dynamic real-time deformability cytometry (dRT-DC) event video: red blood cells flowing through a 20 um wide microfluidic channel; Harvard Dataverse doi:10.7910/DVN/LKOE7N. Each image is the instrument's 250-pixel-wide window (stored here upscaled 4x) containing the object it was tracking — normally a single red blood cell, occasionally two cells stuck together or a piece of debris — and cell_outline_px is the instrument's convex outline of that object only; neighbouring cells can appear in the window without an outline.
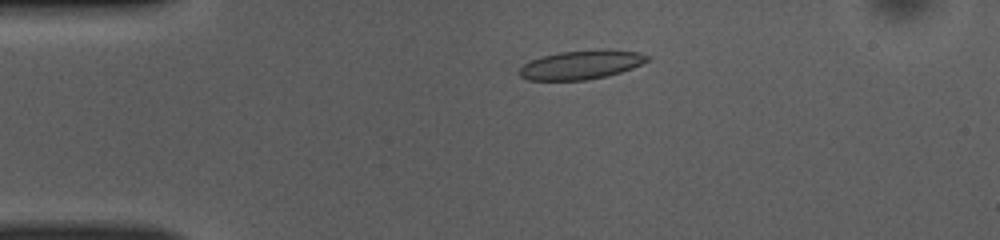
{"species": "common noctule bat (a hibernating species)", "species_latin": "Nyctalus noctula", "temperature_condition": "room temperature", "stored_images_in_passage": 49, "camera_frame_rate_fps": 3000, "um_per_image_px": 0.085, "animal": {"sex": "female", "body_mass_g": 10.0, "forearm_length_mm": 53.1}, "frame": {"image": 1, "passage_image": 9, "time_ms": 2.667, "image_size_px": [1000, 240], "cell_outline_px": [[652, 56], [648, 60], [632, 68], [620, 72], [604, 76], [584, 80], [528, 80], [520, 76], [520, 68], [524, 64], [532, 60], [544, 56], [560, 52], [596, 48], [608, 48], [636, 52]], "centroid_in_image_um": [49.44, 5.48], "position_along_channel_um": 35.6, "area_um2": 21.56}}
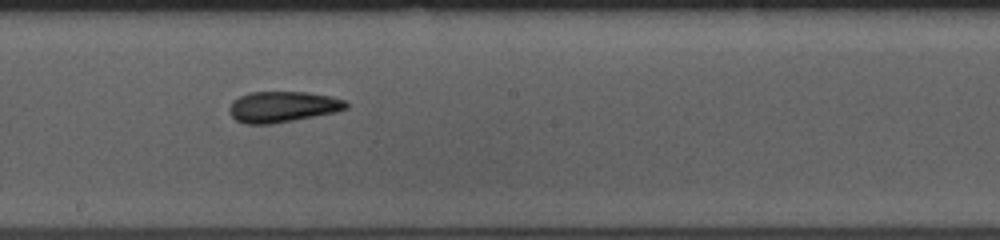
{"frame": {"image": 2, "passage_image": 26, "time_ms": 8.333, "image_size_px": [1000, 240], "cell_outline_px": [[348, 108], [336, 112], [272, 124], [244, 124], [236, 120], [228, 112], [228, 108], [232, 100], [248, 92], [308, 92], [332, 96], [344, 100], [348, 104]], "centroid_in_image_um": [24.0, 9.07], "position_along_channel_um": 224.2, "area_um2": 21.21}}
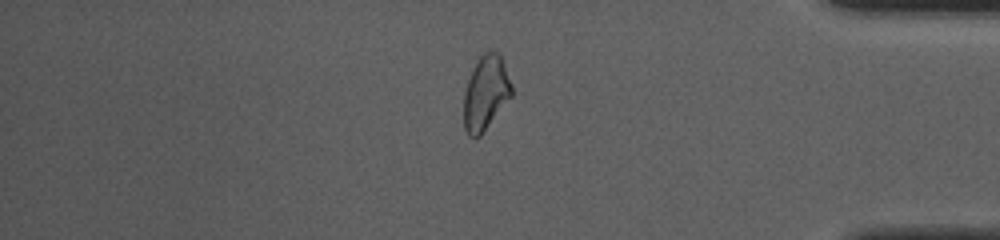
{"frame": {"image": 3, "passage_image": 41, "time_ms": 13.333, "image_size_px": [1000, 240], "cell_outline_px": [[512, 96], [480, 136], [468, 136], [464, 128], [464, 92], [468, 80], [476, 60], [484, 52], [496, 52], [500, 56], [512, 84]], "centroid_in_image_um": [41.28, 7.91], "position_along_channel_um": 393.9, "area_um2": 20.52}, "authors_computed_cell_mechanics": {"area_um2": 21.386, "velocity_mm_per_s": 3.9463, "shape_relaxation_time_tau1_ms": null, "shape_relaxation_time_tau2_ms": 1.7287, "deformation_change_tau1": null, "deformation_change_tau2": 0.0774}}